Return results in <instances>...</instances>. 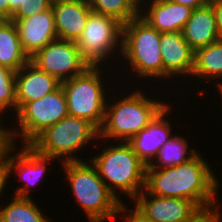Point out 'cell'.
Here are the masks:
<instances>
[{
    "instance_id": "cell-1",
    "label": "cell",
    "mask_w": 222,
    "mask_h": 222,
    "mask_svg": "<svg viewBox=\"0 0 222 222\" xmlns=\"http://www.w3.org/2000/svg\"><path fill=\"white\" fill-rule=\"evenodd\" d=\"M199 152L189 161L177 166H146L144 190L154 196L189 199L200 209L218 205L220 180L208 160Z\"/></svg>"
},
{
    "instance_id": "cell-2",
    "label": "cell",
    "mask_w": 222,
    "mask_h": 222,
    "mask_svg": "<svg viewBox=\"0 0 222 222\" xmlns=\"http://www.w3.org/2000/svg\"><path fill=\"white\" fill-rule=\"evenodd\" d=\"M131 93L122 94L120 100L108 97L104 120L99 128L101 141L128 142L134 135L145 129L148 124L170 103L161 99L154 100L139 88ZM112 102V103H111ZM109 139V140H106Z\"/></svg>"
},
{
    "instance_id": "cell-3",
    "label": "cell",
    "mask_w": 222,
    "mask_h": 222,
    "mask_svg": "<svg viewBox=\"0 0 222 222\" xmlns=\"http://www.w3.org/2000/svg\"><path fill=\"white\" fill-rule=\"evenodd\" d=\"M112 144L102 148L101 152L98 151L96 156H91L89 160L110 192L120 202L123 201L119 195L121 193L133 201L145 188L146 165L128 142Z\"/></svg>"
},
{
    "instance_id": "cell-4",
    "label": "cell",
    "mask_w": 222,
    "mask_h": 222,
    "mask_svg": "<svg viewBox=\"0 0 222 222\" xmlns=\"http://www.w3.org/2000/svg\"><path fill=\"white\" fill-rule=\"evenodd\" d=\"M74 199L89 222L114 219L120 201L110 192L90 160L62 162Z\"/></svg>"
},
{
    "instance_id": "cell-5",
    "label": "cell",
    "mask_w": 222,
    "mask_h": 222,
    "mask_svg": "<svg viewBox=\"0 0 222 222\" xmlns=\"http://www.w3.org/2000/svg\"><path fill=\"white\" fill-rule=\"evenodd\" d=\"M161 33L139 15L123 25L122 53L129 71L141 80L164 79V67L160 52ZM149 78V79H148Z\"/></svg>"
},
{
    "instance_id": "cell-6",
    "label": "cell",
    "mask_w": 222,
    "mask_h": 222,
    "mask_svg": "<svg viewBox=\"0 0 222 222\" xmlns=\"http://www.w3.org/2000/svg\"><path fill=\"white\" fill-rule=\"evenodd\" d=\"M97 139L99 130L91 122L68 115L42 132L30 146L59 163L84 161L77 153Z\"/></svg>"
},
{
    "instance_id": "cell-7",
    "label": "cell",
    "mask_w": 222,
    "mask_h": 222,
    "mask_svg": "<svg viewBox=\"0 0 222 222\" xmlns=\"http://www.w3.org/2000/svg\"><path fill=\"white\" fill-rule=\"evenodd\" d=\"M102 73V66H90L82 74L61 83L68 114L91 122L98 130L104 120L109 95Z\"/></svg>"
},
{
    "instance_id": "cell-8",
    "label": "cell",
    "mask_w": 222,
    "mask_h": 222,
    "mask_svg": "<svg viewBox=\"0 0 222 222\" xmlns=\"http://www.w3.org/2000/svg\"><path fill=\"white\" fill-rule=\"evenodd\" d=\"M68 115L66 97L60 85L54 92L25 103L12 116L19 125L16 123L15 129L9 128L11 143L20 139L22 145H30L47 128Z\"/></svg>"
},
{
    "instance_id": "cell-9",
    "label": "cell",
    "mask_w": 222,
    "mask_h": 222,
    "mask_svg": "<svg viewBox=\"0 0 222 222\" xmlns=\"http://www.w3.org/2000/svg\"><path fill=\"white\" fill-rule=\"evenodd\" d=\"M122 37V23L113 17L92 12L81 36L76 41V45L82 58L90 66L103 65L104 67V63L109 66L110 58L115 57L118 52L120 53L118 54L120 58Z\"/></svg>"
},
{
    "instance_id": "cell-10",
    "label": "cell",
    "mask_w": 222,
    "mask_h": 222,
    "mask_svg": "<svg viewBox=\"0 0 222 222\" xmlns=\"http://www.w3.org/2000/svg\"><path fill=\"white\" fill-rule=\"evenodd\" d=\"M30 62L59 82L82 74L90 65L82 58L76 42L55 39L37 51Z\"/></svg>"
},
{
    "instance_id": "cell-11",
    "label": "cell",
    "mask_w": 222,
    "mask_h": 222,
    "mask_svg": "<svg viewBox=\"0 0 222 222\" xmlns=\"http://www.w3.org/2000/svg\"><path fill=\"white\" fill-rule=\"evenodd\" d=\"M20 147L16 146V144H11L8 147L4 155L3 165L6 171L7 184L13 172L14 174L16 172L19 179L24 182L23 186L21 185L15 188L16 190L14 189L13 195L30 198L31 186H36L42 180L43 175L45 176L46 171L49 169L47 165L55 161L56 158L42 155L30 145H20ZM17 148L19 150L16 153L15 149Z\"/></svg>"
},
{
    "instance_id": "cell-12",
    "label": "cell",
    "mask_w": 222,
    "mask_h": 222,
    "mask_svg": "<svg viewBox=\"0 0 222 222\" xmlns=\"http://www.w3.org/2000/svg\"><path fill=\"white\" fill-rule=\"evenodd\" d=\"M153 222H187L200 208L191 200L177 197H160L145 190L133 200Z\"/></svg>"
},
{
    "instance_id": "cell-13",
    "label": "cell",
    "mask_w": 222,
    "mask_h": 222,
    "mask_svg": "<svg viewBox=\"0 0 222 222\" xmlns=\"http://www.w3.org/2000/svg\"><path fill=\"white\" fill-rule=\"evenodd\" d=\"M160 44L165 80L170 77L173 80L174 76L178 79L179 76L184 81L188 75L190 79L194 69L195 51L188 45L182 32L161 33Z\"/></svg>"
},
{
    "instance_id": "cell-14",
    "label": "cell",
    "mask_w": 222,
    "mask_h": 222,
    "mask_svg": "<svg viewBox=\"0 0 222 222\" xmlns=\"http://www.w3.org/2000/svg\"><path fill=\"white\" fill-rule=\"evenodd\" d=\"M173 103L166 106L149 124L148 126L134 135L128 143L139 159L149 166L158 154L160 148L169 141L173 135L172 122L167 117ZM170 121V122H169Z\"/></svg>"
},
{
    "instance_id": "cell-15",
    "label": "cell",
    "mask_w": 222,
    "mask_h": 222,
    "mask_svg": "<svg viewBox=\"0 0 222 222\" xmlns=\"http://www.w3.org/2000/svg\"><path fill=\"white\" fill-rule=\"evenodd\" d=\"M11 21L17 27L22 48L29 58L45 45L57 39L52 6L31 17Z\"/></svg>"
},
{
    "instance_id": "cell-16",
    "label": "cell",
    "mask_w": 222,
    "mask_h": 222,
    "mask_svg": "<svg viewBox=\"0 0 222 222\" xmlns=\"http://www.w3.org/2000/svg\"><path fill=\"white\" fill-rule=\"evenodd\" d=\"M192 11L189 6L168 0H146L139 7V16L160 33L182 32Z\"/></svg>"
},
{
    "instance_id": "cell-17",
    "label": "cell",
    "mask_w": 222,
    "mask_h": 222,
    "mask_svg": "<svg viewBox=\"0 0 222 222\" xmlns=\"http://www.w3.org/2000/svg\"><path fill=\"white\" fill-rule=\"evenodd\" d=\"M57 38L76 42L93 12L86 0L52 1Z\"/></svg>"
},
{
    "instance_id": "cell-18",
    "label": "cell",
    "mask_w": 222,
    "mask_h": 222,
    "mask_svg": "<svg viewBox=\"0 0 222 222\" xmlns=\"http://www.w3.org/2000/svg\"><path fill=\"white\" fill-rule=\"evenodd\" d=\"M17 111L27 102L54 92L60 85L55 77L38 69L30 61L15 74Z\"/></svg>"
},
{
    "instance_id": "cell-19",
    "label": "cell",
    "mask_w": 222,
    "mask_h": 222,
    "mask_svg": "<svg viewBox=\"0 0 222 222\" xmlns=\"http://www.w3.org/2000/svg\"><path fill=\"white\" fill-rule=\"evenodd\" d=\"M182 34L194 51L218 40L216 18L209 3L193 9L191 17L182 29Z\"/></svg>"
},
{
    "instance_id": "cell-20",
    "label": "cell",
    "mask_w": 222,
    "mask_h": 222,
    "mask_svg": "<svg viewBox=\"0 0 222 222\" xmlns=\"http://www.w3.org/2000/svg\"><path fill=\"white\" fill-rule=\"evenodd\" d=\"M30 61L24 52L17 27L11 20L0 24V65L18 72Z\"/></svg>"
},
{
    "instance_id": "cell-21",
    "label": "cell",
    "mask_w": 222,
    "mask_h": 222,
    "mask_svg": "<svg viewBox=\"0 0 222 222\" xmlns=\"http://www.w3.org/2000/svg\"><path fill=\"white\" fill-rule=\"evenodd\" d=\"M198 81L204 80L207 83L222 81V41L217 40L205 47L195 51L194 69L191 74ZM199 78V79H198ZM217 79V80H216ZM221 79V81H220ZM219 80V81H218Z\"/></svg>"
},
{
    "instance_id": "cell-22",
    "label": "cell",
    "mask_w": 222,
    "mask_h": 222,
    "mask_svg": "<svg viewBox=\"0 0 222 222\" xmlns=\"http://www.w3.org/2000/svg\"><path fill=\"white\" fill-rule=\"evenodd\" d=\"M11 199L9 204H0V222H52L51 218L42 213L33 197L13 195Z\"/></svg>"
},
{
    "instance_id": "cell-23",
    "label": "cell",
    "mask_w": 222,
    "mask_h": 222,
    "mask_svg": "<svg viewBox=\"0 0 222 222\" xmlns=\"http://www.w3.org/2000/svg\"><path fill=\"white\" fill-rule=\"evenodd\" d=\"M187 138L172 135L158 151L157 156L149 165L150 168H169L192 159L198 152L196 149H189Z\"/></svg>"
},
{
    "instance_id": "cell-24",
    "label": "cell",
    "mask_w": 222,
    "mask_h": 222,
    "mask_svg": "<svg viewBox=\"0 0 222 222\" xmlns=\"http://www.w3.org/2000/svg\"><path fill=\"white\" fill-rule=\"evenodd\" d=\"M91 10L115 18L123 25L139 15V7L132 0H86Z\"/></svg>"
},
{
    "instance_id": "cell-25",
    "label": "cell",
    "mask_w": 222,
    "mask_h": 222,
    "mask_svg": "<svg viewBox=\"0 0 222 222\" xmlns=\"http://www.w3.org/2000/svg\"><path fill=\"white\" fill-rule=\"evenodd\" d=\"M15 74L13 70L0 65V118L3 121L5 114L10 115L12 111L13 114L17 113Z\"/></svg>"
},
{
    "instance_id": "cell-26",
    "label": "cell",
    "mask_w": 222,
    "mask_h": 222,
    "mask_svg": "<svg viewBox=\"0 0 222 222\" xmlns=\"http://www.w3.org/2000/svg\"><path fill=\"white\" fill-rule=\"evenodd\" d=\"M51 5V0H24L23 5L12 14L11 20H21L31 17L44 12L49 9Z\"/></svg>"
},
{
    "instance_id": "cell-27",
    "label": "cell",
    "mask_w": 222,
    "mask_h": 222,
    "mask_svg": "<svg viewBox=\"0 0 222 222\" xmlns=\"http://www.w3.org/2000/svg\"><path fill=\"white\" fill-rule=\"evenodd\" d=\"M125 205L126 204H124V201H123V202H120L118 206L117 213L114 216L115 219L116 217L117 219L119 218L118 221L123 219L122 220L123 222H153L136 205L135 206L133 205L134 208H131L130 210L128 208L129 205H126V206Z\"/></svg>"
},
{
    "instance_id": "cell-28",
    "label": "cell",
    "mask_w": 222,
    "mask_h": 222,
    "mask_svg": "<svg viewBox=\"0 0 222 222\" xmlns=\"http://www.w3.org/2000/svg\"><path fill=\"white\" fill-rule=\"evenodd\" d=\"M221 204L200 209L189 221L187 222H222V213H220Z\"/></svg>"
},
{
    "instance_id": "cell-29",
    "label": "cell",
    "mask_w": 222,
    "mask_h": 222,
    "mask_svg": "<svg viewBox=\"0 0 222 222\" xmlns=\"http://www.w3.org/2000/svg\"><path fill=\"white\" fill-rule=\"evenodd\" d=\"M2 122L3 121L0 118V165L3 164L4 155L8 147L12 144L9 135V128L8 127L5 128L2 125Z\"/></svg>"
},
{
    "instance_id": "cell-30",
    "label": "cell",
    "mask_w": 222,
    "mask_h": 222,
    "mask_svg": "<svg viewBox=\"0 0 222 222\" xmlns=\"http://www.w3.org/2000/svg\"><path fill=\"white\" fill-rule=\"evenodd\" d=\"M208 3L212 6L215 14L218 40L222 41V0H209Z\"/></svg>"
},
{
    "instance_id": "cell-31",
    "label": "cell",
    "mask_w": 222,
    "mask_h": 222,
    "mask_svg": "<svg viewBox=\"0 0 222 222\" xmlns=\"http://www.w3.org/2000/svg\"><path fill=\"white\" fill-rule=\"evenodd\" d=\"M181 5L189 6L192 9L203 7L208 3L209 0H168Z\"/></svg>"
},
{
    "instance_id": "cell-32",
    "label": "cell",
    "mask_w": 222,
    "mask_h": 222,
    "mask_svg": "<svg viewBox=\"0 0 222 222\" xmlns=\"http://www.w3.org/2000/svg\"><path fill=\"white\" fill-rule=\"evenodd\" d=\"M24 0H7V20H11L12 14L23 5Z\"/></svg>"
},
{
    "instance_id": "cell-33",
    "label": "cell",
    "mask_w": 222,
    "mask_h": 222,
    "mask_svg": "<svg viewBox=\"0 0 222 222\" xmlns=\"http://www.w3.org/2000/svg\"><path fill=\"white\" fill-rule=\"evenodd\" d=\"M7 185V176L4 165H0V197L4 193Z\"/></svg>"
},
{
    "instance_id": "cell-34",
    "label": "cell",
    "mask_w": 222,
    "mask_h": 222,
    "mask_svg": "<svg viewBox=\"0 0 222 222\" xmlns=\"http://www.w3.org/2000/svg\"><path fill=\"white\" fill-rule=\"evenodd\" d=\"M0 19L7 20V0H0Z\"/></svg>"
},
{
    "instance_id": "cell-35",
    "label": "cell",
    "mask_w": 222,
    "mask_h": 222,
    "mask_svg": "<svg viewBox=\"0 0 222 222\" xmlns=\"http://www.w3.org/2000/svg\"><path fill=\"white\" fill-rule=\"evenodd\" d=\"M138 7H141L142 4L145 3L146 0H132Z\"/></svg>"
},
{
    "instance_id": "cell-36",
    "label": "cell",
    "mask_w": 222,
    "mask_h": 222,
    "mask_svg": "<svg viewBox=\"0 0 222 222\" xmlns=\"http://www.w3.org/2000/svg\"><path fill=\"white\" fill-rule=\"evenodd\" d=\"M216 87L219 88L218 91H219L220 97L222 99V83H218V85L216 84Z\"/></svg>"
}]
</instances>
